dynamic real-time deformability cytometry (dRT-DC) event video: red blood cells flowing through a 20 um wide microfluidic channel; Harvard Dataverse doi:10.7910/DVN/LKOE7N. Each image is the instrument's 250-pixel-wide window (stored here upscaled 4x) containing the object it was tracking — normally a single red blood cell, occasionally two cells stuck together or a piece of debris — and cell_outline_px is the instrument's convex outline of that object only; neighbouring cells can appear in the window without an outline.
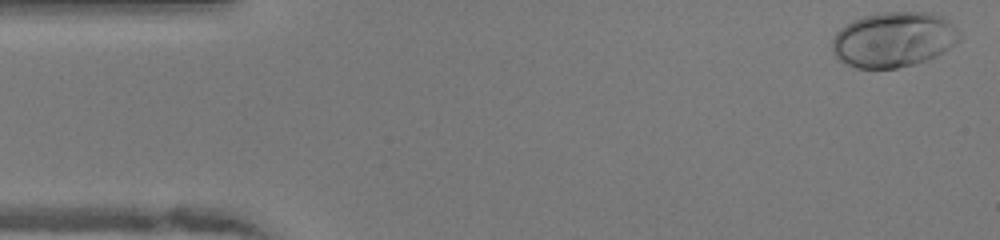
{"species": "human", "species_latin": "Homo sapiens", "temperature_condition": "warm", "stored_images_in_passage": 48, "camera_frame_rate_fps": 3000, "um_per_image_px": 0.085, "donor": {"sex": "female"}, "frame": {"image": 1, "passage_image": 1, "time_ms": 0.0, "image_size_px": [1000, 240], "cell_outline_px": [[964, 36], [960, 40], [936, 56], [912, 64], [896, 68], [856, 68], [840, 60], [832, 52], [832, 40], [836, 32], [840, 28], [852, 20], [864, 16], [880, 12], [932, 12], [944, 16]], "centroid_in_image_um": [75.97, 3.34], "position_along_channel_um": 9.0, "area_um2": 41.1}}
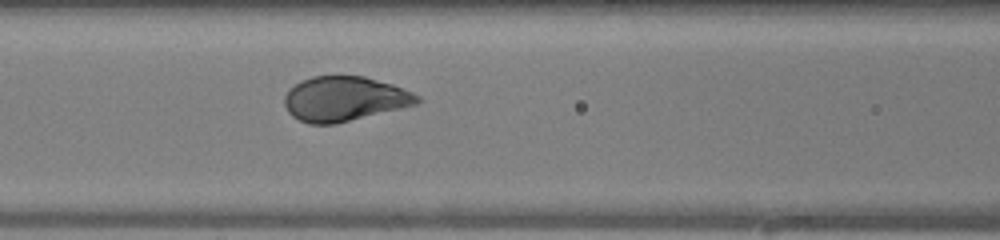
{"frame": {"image": 2, "passage_image": 19, "time_ms": 6.0, "image_size_px": [1000, 240], "cell_outline_px": [[424, 100], [416, 104], [400, 108], [332, 124], [308, 124], [292, 116], [288, 112], [284, 104], [284, 96], [288, 88], [300, 80], [312, 76], [364, 76], [392, 84], [412, 92], [420, 96]], "centroid_in_image_um": [29.24, 8.38], "position_along_channel_um": 137.4, "area_um2": 34.51}}
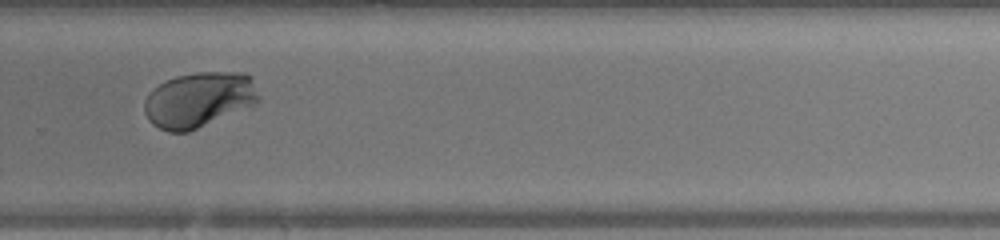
{"frame": {"image": 3, "passage_image": 32, "time_ms": 10.333, "image_size_px": [1000, 240], "cell_outline_px": [[260, 100], [256, 104], [188, 132], [168, 132], [152, 124], [148, 120], [144, 112], [144, 100], [152, 88], [164, 80], [176, 76], [196, 72], [244, 72], [248, 76], [260, 96]], "centroid_in_image_um": [16.87, 8.47], "position_along_channel_um": 312.9, "area_um2": 36.93}, "authors_computed_cell_mechanics": {"area_um2": 36.0383, "velocity_mm_per_s": 4.0705, "shape_relaxation_time_tau1_ms": 1.991, "shape_relaxation_time_tau2_ms": null, "deformation_change_tau1": 0.1809, "deformation_change_tau2": null}}